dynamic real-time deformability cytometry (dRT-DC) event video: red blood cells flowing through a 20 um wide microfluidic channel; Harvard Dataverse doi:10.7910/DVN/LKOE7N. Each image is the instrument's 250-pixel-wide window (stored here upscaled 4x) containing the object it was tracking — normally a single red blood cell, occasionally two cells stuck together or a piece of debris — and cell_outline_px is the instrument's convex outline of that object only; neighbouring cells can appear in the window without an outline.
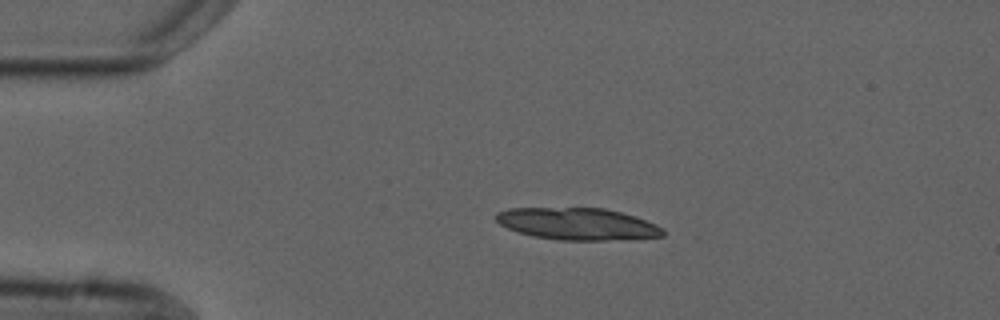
{"species": "common noctule bat (a hibernating species)", "species_latin": "Nyctalus noctula", "temperature_condition": "cold", "stored_images_in_passage": 2, "camera_frame_rate_fps": 3000, "um_per_image_px": 0.085, "animal": {"sex": "male", "forearm_length_mm": 52.5}, "frame": {"image": 1, "passage_image": 1, "time_ms": 0.0, "image_size_px": [1000, 320], "cell_outline_px": [[664, 236], [628, 240], [556, 240], [532, 236], [508, 228], [500, 224], [496, 220], [496, 212], [508, 208], [604, 208], [620, 212], [656, 224], [664, 228]], "centroid_in_image_um": [49.11, 19.04], "position_along_channel_um": 35.9, "area_um2": 31.21}}